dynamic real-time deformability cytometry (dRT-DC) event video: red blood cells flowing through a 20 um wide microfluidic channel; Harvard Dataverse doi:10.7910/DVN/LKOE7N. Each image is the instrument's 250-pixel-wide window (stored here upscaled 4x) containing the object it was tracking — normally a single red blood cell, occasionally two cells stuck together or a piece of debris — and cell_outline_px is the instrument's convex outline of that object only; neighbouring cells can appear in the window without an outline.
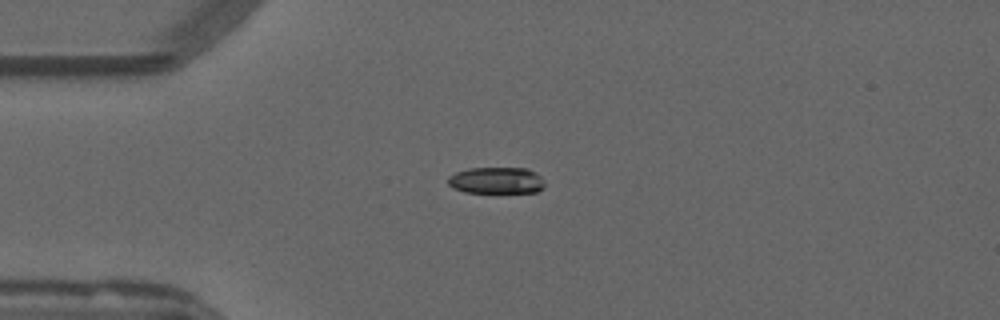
{"species": "common noctule bat (a hibernating species)", "species_latin": "Nyctalus noctula", "temperature_condition": "warm", "stored_images_in_passage": 20, "camera_frame_rate_fps": 3000, "um_per_image_px": 0.085, "animal": {"sex": "male", "forearm_length_mm": 52.5}, "frame": {"image": 1, "passage_image": 1, "time_ms": 0.0, "image_size_px": [1000, 320], "cell_outline_px": [[544, 188], [536, 192], [464, 192], [452, 188], [448, 184], [448, 176], [456, 172], [468, 168], [528, 168], [536, 172], [544, 180]], "centroid_in_image_um": [42.2, 15.33], "position_along_channel_um": 42.8, "area_um2": 15.09}}
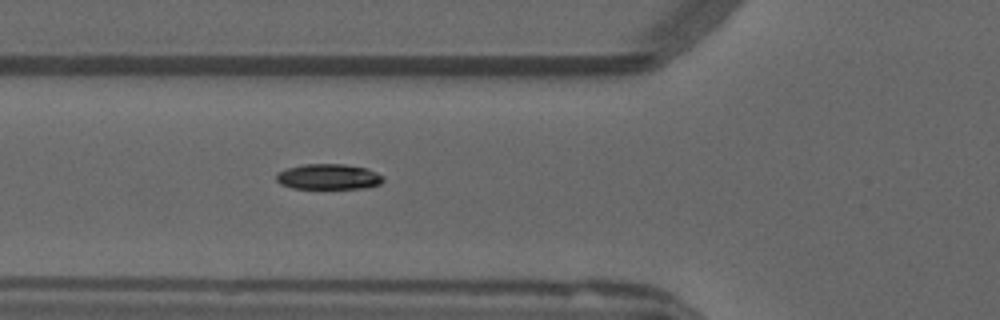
{"frame": {"image": 2, "passage_image": 7, "time_ms": 2.0, "image_size_px": [1000, 320], "cell_outline_px": [[384, 180], [380, 184], [364, 188], [292, 188], [280, 184], [276, 180], [276, 172], [288, 168], [304, 164], [344, 164], [368, 168], [384, 176]], "centroid_in_image_um": [27.93, 15.02], "position_along_channel_um": 97.9, "area_um2": 15.95}}
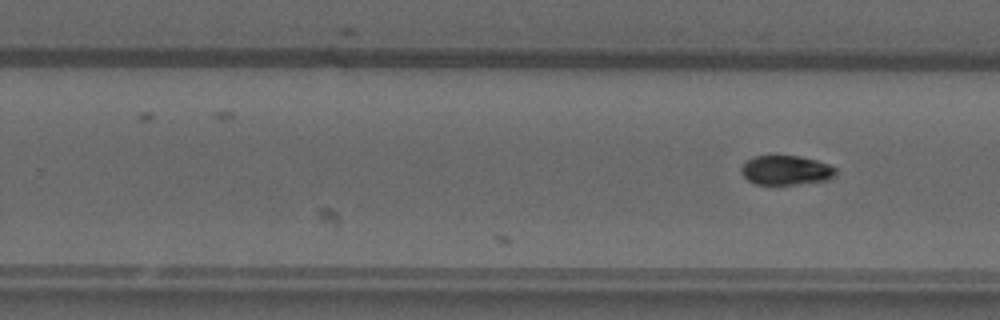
{"frame": {"image": 3, "passage_image": 20, "time_ms": 6.333, "image_size_px": [1000, 320], "cell_outline_px": [[836, 172], [828, 180], [792, 184], [756, 184], [748, 180], [740, 172], [740, 168], [744, 160], [752, 156], [800, 156], [816, 160], [828, 164], [836, 168]], "centroid_in_image_um": [66.75, 14.45], "position_along_channel_um": 263.0, "area_um2": 16.18}}